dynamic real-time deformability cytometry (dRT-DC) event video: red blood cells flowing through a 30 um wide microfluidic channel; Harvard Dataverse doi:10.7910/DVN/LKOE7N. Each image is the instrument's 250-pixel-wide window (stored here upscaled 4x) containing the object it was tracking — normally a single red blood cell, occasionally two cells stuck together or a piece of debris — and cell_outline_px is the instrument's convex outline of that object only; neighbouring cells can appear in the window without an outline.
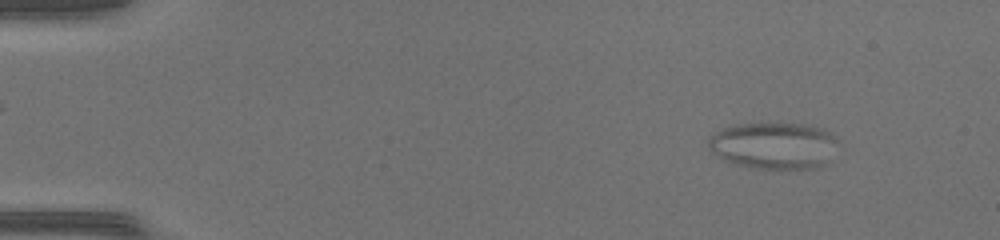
{"species": "common noctule bat (a hibernating species)", "species_latin": "Nyctalus noctula", "temperature_condition": "warm", "stored_images_in_passage": 48, "camera_frame_rate_fps": 3000, "um_per_image_px": 0.085, "animal": {"sex": "female", "body_mass_g": 17.0, "forearm_length_mm": 48.0}, "frame": {"image": 1, "passage_image": 5, "time_ms": 1.333, "image_size_px": [1000, 240], "cell_outline_px": [[836, 140], [824, 164], [816, 168], [756, 168], [736, 164], [724, 160], [708, 148], [708, 140], [720, 128], [736, 124], [760, 120], [804, 124], [820, 128], [828, 132]], "centroid_in_image_um": [65.67, 12.31], "position_along_channel_um": 19.3, "area_um2": 35.37}}
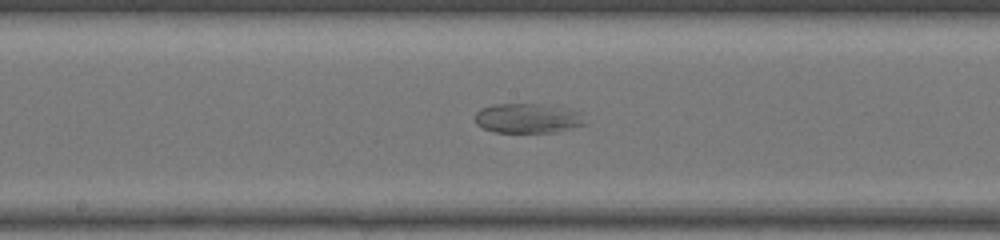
{"frame": {"image": 2, "passage_image": 26, "time_ms": 8.333, "image_size_px": [1000, 240], "cell_outline_px": [[588, 124], [556, 132], [492, 132], [476, 124], [476, 112], [480, 108], [492, 104], [540, 104], [568, 108], [580, 112]], "centroid_in_image_um": [44.88, 10.05], "position_along_channel_um": 203.3, "area_um2": 19.19}}
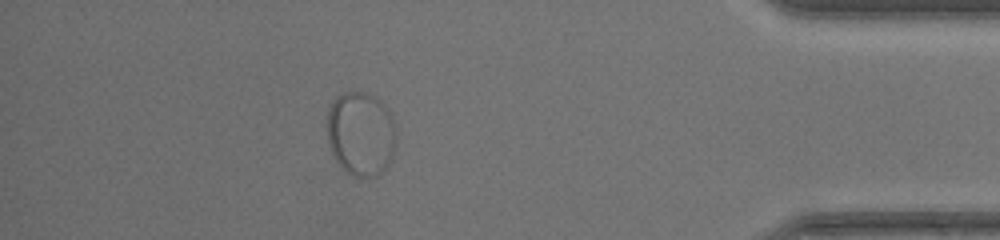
{"frame": {"image": 3, "passage_image": 43, "time_ms": 14.0, "image_size_px": [1000, 240], "cell_outline_px": [[396, 144], [392, 160], [380, 176], [356, 176], [348, 172], [336, 160], [328, 144], [328, 108], [332, 100], [336, 96], [344, 92], [368, 92], [376, 96], [384, 104], [396, 128]], "centroid_in_image_um": [30.7, 11.35], "position_along_channel_um": 404.5, "area_um2": 34.22}}